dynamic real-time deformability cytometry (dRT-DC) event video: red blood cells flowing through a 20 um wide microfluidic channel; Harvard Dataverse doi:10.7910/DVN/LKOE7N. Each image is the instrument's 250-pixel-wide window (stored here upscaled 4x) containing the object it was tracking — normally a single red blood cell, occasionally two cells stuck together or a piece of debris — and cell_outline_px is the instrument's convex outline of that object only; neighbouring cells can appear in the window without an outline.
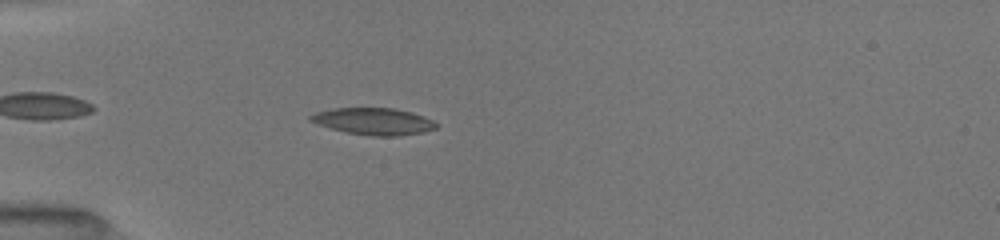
{"species": "common noctule bat (a hibernating species)", "species_latin": "Nyctalus noctula", "temperature_condition": "room temperature", "stored_images_in_passage": 17, "camera_frame_rate_fps": 3000, "um_per_image_px": 0.085, "animal": {"sex": "female", "body_mass_g": 19.5, "forearm_length_mm": 54.1}, "frame": {"image": 1, "passage_image": 6, "time_ms": 1.333, "image_size_px": [1000, 240], "cell_outline_px": [[436, 128], [424, 132], [396, 136], [372, 136], [348, 132], [332, 128], [308, 120], [308, 116], [316, 112], [332, 108], [392, 108], [412, 112], [432, 120], [436, 124]], "centroid_in_image_um": [31.75, 10.31], "position_along_channel_um": 53.2, "area_um2": 19.42}}
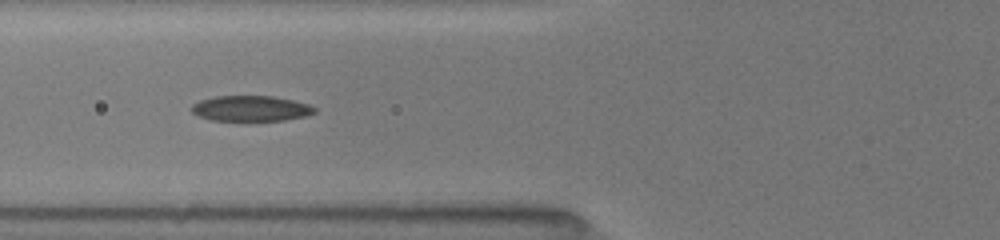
{"frame": {"image": 2, "passage_image": 13, "time_ms": 3.0, "image_size_px": [1000, 240], "cell_outline_px": [[316, 112], [304, 116], [284, 120], [212, 120], [200, 116], [192, 112], [188, 108], [192, 104], [200, 100], [216, 96], [272, 96], [292, 100], [308, 104], [316, 108]], "centroid_in_image_um": [21.29, 9.21], "position_along_channel_um": 104.5, "area_um2": 18.15}}
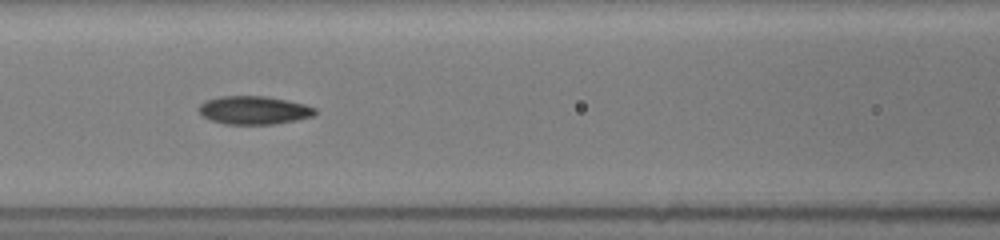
{"frame": {"image": 3, "passage_image": 16, "time_ms": 4.0, "image_size_px": [1000, 240], "cell_outline_px": [[316, 112], [312, 116], [296, 120], [272, 124], [224, 124], [212, 120], [204, 116], [200, 112], [200, 104], [204, 100], [220, 96], [268, 96], [288, 100], [304, 104], [316, 108]], "centroid_in_image_um": [21.59, 9.35], "position_along_channel_um": 145.0, "area_um2": 19.07}}